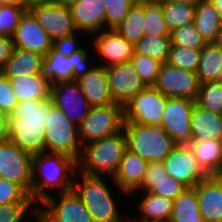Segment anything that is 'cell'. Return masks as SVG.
Returning <instances> with one entry per match:
<instances>
[{"label": "cell", "mask_w": 222, "mask_h": 222, "mask_svg": "<svg viewBox=\"0 0 222 222\" xmlns=\"http://www.w3.org/2000/svg\"><path fill=\"white\" fill-rule=\"evenodd\" d=\"M199 166L208 175H222V140H193L189 145Z\"/></svg>", "instance_id": "cell-25"}, {"label": "cell", "mask_w": 222, "mask_h": 222, "mask_svg": "<svg viewBox=\"0 0 222 222\" xmlns=\"http://www.w3.org/2000/svg\"><path fill=\"white\" fill-rule=\"evenodd\" d=\"M160 0H134L135 4L143 5V4H155L159 3Z\"/></svg>", "instance_id": "cell-54"}, {"label": "cell", "mask_w": 222, "mask_h": 222, "mask_svg": "<svg viewBox=\"0 0 222 222\" xmlns=\"http://www.w3.org/2000/svg\"><path fill=\"white\" fill-rule=\"evenodd\" d=\"M190 129L193 140H206L209 138L222 140L221 114L210 112L195 102Z\"/></svg>", "instance_id": "cell-27"}, {"label": "cell", "mask_w": 222, "mask_h": 222, "mask_svg": "<svg viewBox=\"0 0 222 222\" xmlns=\"http://www.w3.org/2000/svg\"><path fill=\"white\" fill-rule=\"evenodd\" d=\"M89 50L81 47L70 56H64L52 47L41 61L40 75L48 79L52 85L79 79L93 67L89 62L90 59L88 60Z\"/></svg>", "instance_id": "cell-7"}, {"label": "cell", "mask_w": 222, "mask_h": 222, "mask_svg": "<svg viewBox=\"0 0 222 222\" xmlns=\"http://www.w3.org/2000/svg\"><path fill=\"white\" fill-rule=\"evenodd\" d=\"M186 188L188 187L185 184L168 175L165 179L156 182L148 192L174 201Z\"/></svg>", "instance_id": "cell-44"}, {"label": "cell", "mask_w": 222, "mask_h": 222, "mask_svg": "<svg viewBox=\"0 0 222 222\" xmlns=\"http://www.w3.org/2000/svg\"><path fill=\"white\" fill-rule=\"evenodd\" d=\"M144 17V35H171V32L163 18L160 2L155 4H144Z\"/></svg>", "instance_id": "cell-37"}, {"label": "cell", "mask_w": 222, "mask_h": 222, "mask_svg": "<svg viewBox=\"0 0 222 222\" xmlns=\"http://www.w3.org/2000/svg\"><path fill=\"white\" fill-rule=\"evenodd\" d=\"M94 51L102 58L99 65L109 67L115 64L128 62L133 56V44L119 35L113 29H105L90 35Z\"/></svg>", "instance_id": "cell-17"}, {"label": "cell", "mask_w": 222, "mask_h": 222, "mask_svg": "<svg viewBox=\"0 0 222 222\" xmlns=\"http://www.w3.org/2000/svg\"><path fill=\"white\" fill-rule=\"evenodd\" d=\"M170 38L171 45L191 50H201L207 44L193 22L171 31Z\"/></svg>", "instance_id": "cell-36"}, {"label": "cell", "mask_w": 222, "mask_h": 222, "mask_svg": "<svg viewBox=\"0 0 222 222\" xmlns=\"http://www.w3.org/2000/svg\"><path fill=\"white\" fill-rule=\"evenodd\" d=\"M196 72L163 63L154 87L168 98H185L196 101L199 92Z\"/></svg>", "instance_id": "cell-13"}, {"label": "cell", "mask_w": 222, "mask_h": 222, "mask_svg": "<svg viewBox=\"0 0 222 222\" xmlns=\"http://www.w3.org/2000/svg\"><path fill=\"white\" fill-rule=\"evenodd\" d=\"M51 99L19 102L9 118V140L34 155L45 152V122Z\"/></svg>", "instance_id": "cell-2"}, {"label": "cell", "mask_w": 222, "mask_h": 222, "mask_svg": "<svg viewBox=\"0 0 222 222\" xmlns=\"http://www.w3.org/2000/svg\"><path fill=\"white\" fill-rule=\"evenodd\" d=\"M103 0H79L70 6L74 25L87 35L106 29V8Z\"/></svg>", "instance_id": "cell-22"}, {"label": "cell", "mask_w": 222, "mask_h": 222, "mask_svg": "<svg viewBox=\"0 0 222 222\" xmlns=\"http://www.w3.org/2000/svg\"><path fill=\"white\" fill-rule=\"evenodd\" d=\"M123 106L114 103L106 106L90 107L79 129L82 146L114 135L123 130Z\"/></svg>", "instance_id": "cell-8"}, {"label": "cell", "mask_w": 222, "mask_h": 222, "mask_svg": "<svg viewBox=\"0 0 222 222\" xmlns=\"http://www.w3.org/2000/svg\"><path fill=\"white\" fill-rule=\"evenodd\" d=\"M171 46L170 36L144 35L134 47V53L155 59L160 63L167 62Z\"/></svg>", "instance_id": "cell-32"}, {"label": "cell", "mask_w": 222, "mask_h": 222, "mask_svg": "<svg viewBox=\"0 0 222 222\" xmlns=\"http://www.w3.org/2000/svg\"><path fill=\"white\" fill-rule=\"evenodd\" d=\"M34 204L30 195L19 185L0 178V205Z\"/></svg>", "instance_id": "cell-42"}, {"label": "cell", "mask_w": 222, "mask_h": 222, "mask_svg": "<svg viewBox=\"0 0 222 222\" xmlns=\"http://www.w3.org/2000/svg\"><path fill=\"white\" fill-rule=\"evenodd\" d=\"M141 200L138 201L139 215L138 220L132 218L127 221H140V222H169L172 208L173 200L151 194L149 192H144Z\"/></svg>", "instance_id": "cell-29"}, {"label": "cell", "mask_w": 222, "mask_h": 222, "mask_svg": "<svg viewBox=\"0 0 222 222\" xmlns=\"http://www.w3.org/2000/svg\"><path fill=\"white\" fill-rule=\"evenodd\" d=\"M45 152L62 153L77 161L83 151L79 129L54 105L49 107L45 122Z\"/></svg>", "instance_id": "cell-6"}, {"label": "cell", "mask_w": 222, "mask_h": 222, "mask_svg": "<svg viewBox=\"0 0 222 222\" xmlns=\"http://www.w3.org/2000/svg\"><path fill=\"white\" fill-rule=\"evenodd\" d=\"M106 8V29H115L127 16L134 0H103Z\"/></svg>", "instance_id": "cell-41"}, {"label": "cell", "mask_w": 222, "mask_h": 222, "mask_svg": "<svg viewBox=\"0 0 222 222\" xmlns=\"http://www.w3.org/2000/svg\"><path fill=\"white\" fill-rule=\"evenodd\" d=\"M195 102L210 112L222 114V83L209 81L200 84Z\"/></svg>", "instance_id": "cell-35"}, {"label": "cell", "mask_w": 222, "mask_h": 222, "mask_svg": "<svg viewBox=\"0 0 222 222\" xmlns=\"http://www.w3.org/2000/svg\"><path fill=\"white\" fill-rule=\"evenodd\" d=\"M77 81L90 107L114 104L106 67L99 64L93 65L92 69Z\"/></svg>", "instance_id": "cell-23"}, {"label": "cell", "mask_w": 222, "mask_h": 222, "mask_svg": "<svg viewBox=\"0 0 222 222\" xmlns=\"http://www.w3.org/2000/svg\"><path fill=\"white\" fill-rule=\"evenodd\" d=\"M199 0H160V3H192L196 4Z\"/></svg>", "instance_id": "cell-53"}, {"label": "cell", "mask_w": 222, "mask_h": 222, "mask_svg": "<svg viewBox=\"0 0 222 222\" xmlns=\"http://www.w3.org/2000/svg\"><path fill=\"white\" fill-rule=\"evenodd\" d=\"M222 68L221 42L207 43L201 49L199 65L196 71L199 84L209 81H218Z\"/></svg>", "instance_id": "cell-30"}, {"label": "cell", "mask_w": 222, "mask_h": 222, "mask_svg": "<svg viewBox=\"0 0 222 222\" xmlns=\"http://www.w3.org/2000/svg\"><path fill=\"white\" fill-rule=\"evenodd\" d=\"M148 161L138 154L125 150L119 168L110 179L117 190L127 196L135 192L141 185L146 173Z\"/></svg>", "instance_id": "cell-21"}, {"label": "cell", "mask_w": 222, "mask_h": 222, "mask_svg": "<svg viewBox=\"0 0 222 222\" xmlns=\"http://www.w3.org/2000/svg\"><path fill=\"white\" fill-rule=\"evenodd\" d=\"M57 199L51 194L37 206L38 222H94L79 196L70 190L59 194Z\"/></svg>", "instance_id": "cell-9"}, {"label": "cell", "mask_w": 222, "mask_h": 222, "mask_svg": "<svg viewBox=\"0 0 222 222\" xmlns=\"http://www.w3.org/2000/svg\"><path fill=\"white\" fill-rule=\"evenodd\" d=\"M193 23L207 43L222 40V20L210 0H199L196 3Z\"/></svg>", "instance_id": "cell-24"}, {"label": "cell", "mask_w": 222, "mask_h": 222, "mask_svg": "<svg viewBox=\"0 0 222 222\" xmlns=\"http://www.w3.org/2000/svg\"><path fill=\"white\" fill-rule=\"evenodd\" d=\"M9 140V123H0V144Z\"/></svg>", "instance_id": "cell-49"}, {"label": "cell", "mask_w": 222, "mask_h": 222, "mask_svg": "<svg viewBox=\"0 0 222 222\" xmlns=\"http://www.w3.org/2000/svg\"><path fill=\"white\" fill-rule=\"evenodd\" d=\"M33 155L13 141L0 144V178L21 186L31 198Z\"/></svg>", "instance_id": "cell-11"}, {"label": "cell", "mask_w": 222, "mask_h": 222, "mask_svg": "<svg viewBox=\"0 0 222 222\" xmlns=\"http://www.w3.org/2000/svg\"><path fill=\"white\" fill-rule=\"evenodd\" d=\"M105 178L106 176L88 175L78 170L73 190L85 204L94 222H127L123 221Z\"/></svg>", "instance_id": "cell-3"}, {"label": "cell", "mask_w": 222, "mask_h": 222, "mask_svg": "<svg viewBox=\"0 0 222 222\" xmlns=\"http://www.w3.org/2000/svg\"><path fill=\"white\" fill-rule=\"evenodd\" d=\"M168 176V172L165 169L163 162H149L147 165L146 173L142 182V185L132 193L140 194V190L143 192H148L152 187L156 185L162 179ZM139 192V193H138Z\"/></svg>", "instance_id": "cell-45"}, {"label": "cell", "mask_w": 222, "mask_h": 222, "mask_svg": "<svg viewBox=\"0 0 222 222\" xmlns=\"http://www.w3.org/2000/svg\"><path fill=\"white\" fill-rule=\"evenodd\" d=\"M218 81L222 83V68L220 69V72H219Z\"/></svg>", "instance_id": "cell-57"}, {"label": "cell", "mask_w": 222, "mask_h": 222, "mask_svg": "<svg viewBox=\"0 0 222 222\" xmlns=\"http://www.w3.org/2000/svg\"><path fill=\"white\" fill-rule=\"evenodd\" d=\"M25 1V8L27 10L31 9L32 7L44 4H51L54 3L56 0H24Z\"/></svg>", "instance_id": "cell-50"}, {"label": "cell", "mask_w": 222, "mask_h": 222, "mask_svg": "<svg viewBox=\"0 0 222 222\" xmlns=\"http://www.w3.org/2000/svg\"><path fill=\"white\" fill-rule=\"evenodd\" d=\"M126 147L124 131L92 141L83 146L78 160V170L88 175L114 176Z\"/></svg>", "instance_id": "cell-4"}, {"label": "cell", "mask_w": 222, "mask_h": 222, "mask_svg": "<svg viewBox=\"0 0 222 222\" xmlns=\"http://www.w3.org/2000/svg\"><path fill=\"white\" fill-rule=\"evenodd\" d=\"M163 163L168 175L187 187H195L208 176L199 166L190 146L176 145Z\"/></svg>", "instance_id": "cell-16"}, {"label": "cell", "mask_w": 222, "mask_h": 222, "mask_svg": "<svg viewBox=\"0 0 222 222\" xmlns=\"http://www.w3.org/2000/svg\"><path fill=\"white\" fill-rule=\"evenodd\" d=\"M52 105L75 126L79 127L90 109L79 83L76 79L51 85Z\"/></svg>", "instance_id": "cell-14"}, {"label": "cell", "mask_w": 222, "mask_h": 222, "mask_svg": "<svg viewBox=\"0 0 222 222\" xmlns=\"http://www.w3.org/2000/svg\"><path fill=\"white\" fill-rule=\"evenodd\" d=\"M144 23V4H134L123 21L113 30L134 45L144 36Z\"/></svg>", "instance_id": "cell-33"}, {"label": "cell", "mask_w": 222, "mask_h": 222, "mask_svg": "<svg viewBox=\"0 0 222 222\" xmlns=\"http://www.w3.org/2000/svg\"><path fill=\"white\" fill-rule=\"evenodd\" d=\"M216 8L220 19L222 20V0H210Z\"/></svg>", "instance_id": "cell-52"}, {"label": "cell", "mask_w": 222, "mask_h": 222, "mask_svg": "<svg viewBox=\"0 0 222 222\" xmlns=\"http://www.w3.org/2000/svg\"><path fill=\"white\" fill-rule=\"evenodd\" d=\"M204 222H222V175H211L195 187Z\"/></svg>", "instance_id": "cell-20"}, {"label": "cell", "mask_w": 222, "mask_h": 222, "mask_svg": "<svg viewBox=\"0 0 222 222\" xmlns=\"http://www.w3.org/2000/svg\"><path fill=\"white\" fill-rule=\"evenodd\" d=\"M78 161L62 153L42 152L33 155L31 200L37 206L50 196L51 189L58 194L73 189ZM38 176L40 178H38ZM49 188V189H48ZM40 201V202H39Z\"/></svg>", "instance_id": "cell-1"}, {"label": "cell", "mask_w": 222, "mask_h": 222, "mask_svg": "<svg viewBox=\"0 0 222 222\" xmlns=\"http://www.w3.org/2000/svg\"><path fill=\"white\" fill-rule=\"evenodd\" d=\"M29 11L49 34L52 41L78 32L73 22L70 6L54 2L32 7Z\"/></svg>", "instance_id": "cell-15"}, {"label": "cell", "mask_w": 222, "mask_h": 222, "mask_svg": "<svg viewBox=\"0 0 222 222\" xmlns=\"http://www.w3.org/2000/svg\"><path fill=\"white\" fill-rule=\"evenodd\" d=\"M26 10L25 6L0 5V36L12 38Z\"/></svg>", "instance_id": "cell-40"}, {"label": "cell", "mask_w": 222, "mask_h": 222, "mask_svg": "<svg viewBox=\"0 0 222 222\" xmlns=\"http://www.w3.org/2000/svg\"><path fill=\"white\" fill-rule=\"evenodd\" d=\"M169 222H204L194 187L186 188L174 201Z\"/></svg>", "instance_id": "cell-31"}, {"label": "cell", "mask_w": 222, "mask_h": 222, "mask_svg": "<svg viewBox=\"0 0 222 222\" xmlns=\"http://www.w3.org/2000/svg\"><path fill=\"white\" fill-rule=\"evenodd\" d=\"M80 33L83 35L84 32L78 31L73 35L56 39L53 41L52 47L57 52H61L64 56H70L73 52H76L81 48L79 43L81 38Z\"/></svg>", "instance_id": "cell-47"}, {"label": "cell", "mask_w": 222, "mask_h": 222, "mask_svg": "<svg viewBox=\"0 0 222 222\" xmlns=\"http://www.w3.org/2000/svg\"><path fill=\"white\" fill-rule=\"evenodd\" d=\"M132 62L135 71L146 86H154L162 63L147 56L133 53Z\"/></svg>", "instance_id": "cell-39"}, {"label": "cell", "mask_w": 222, "mask_h": 222, "mask_svg": "<svg viewBox=\"0 0 222 222\" xmlns=\"http://www.w3.org/2000/svg\"><path fill=\"white\" fill-rule=\"evenodd\" d=\"M14 44L12 38L0 36V69L12 55Z\"/></svg>", "instance_id": "cell-48"}, {"label": "cell", "mask_w": 222, "mask_h": 222, "mask_svg": "<svg viewBox=\"0 0 222 222\" xmlns=\"http://www.w3.org/2000/svg\"><path fill=\"white\" fill-rule=\"evenodd\" d=\"M167 98L154 86H146L123 106L124 122L160 126Z\"/></svg>", "instance_id": "cell-10"}, {"label": "cell", "mask_w": 222, "mask_h": 222, "mask_svg": "<svg viewBox=\"0 0 222 222\" xmlns=\"http://www.w3.org/2000/svg\"><path fill=\"white\" fill-rule=\"evenodd\" d=\"M106 70L114 103L124 106L146 87L131 61L106 67Z\"/></svg>", "instance_id": "cell-18"}, {"label": "cell", "mask_w": 222, "mask_h": 222, "mask_svg": "<svg viewBox=\"0 0 222 222\" xmlns=\"http://www.w3.org/2000/svg\"><path fill=\"white\" fill-rule=\"evenodd\" d=\"M200 55L201 50H191L171 45L166 63L180 69L196 72L199 65Z\"/></svg>", "instance_id": "cell-38"}, {"label": "cell", "mask_w": 222, "mask_h": 222, "mask_svg": "<svg viewBox=\"0 0 222 222\" xmlns=\"http://www.w3.org/2000/svg\"><path fill=\"white\" fill-rule=\"evenodd\" d=\"M126 147L148 162H163L176 146L161 126L124 122Z\"/></svg>", "instance_id": "cell-5"}, {"label": "cell", "mask_w": 222, "mask_h": 222, "mask_svg": "<svg viewBox=\"0 0 222 222\" xmlns=\"http://www.w3.org/2000/svg\"><path fill=\"white\" fill-rule=\"evenodd\" d=\"M12 41L14 47L33 51L42 56L52 49L53 44L49 34L39 25L29 10L21 16Z\"/></svg>", "instance_id": "cell-19"}, {"label": "cell", "mask_w": 222, "mask_h": 222, "mask_svg": "<svg viewBox=\"0 0 222 222\" xmlns=\"http://www.w3.org/2000/svg\"><path fill=\"white\" fill-rule=\"evenodd\" d=\"M162 14L170 32L193 22L196 4L192 3H161Z\"/></svg>", "instance_id": "cell-34"}, {"label": "cell", "mask_w": 222, "mask_h": 222, "mask_svg": "<svg viewBox=\"0 0 222 222\" xmlns=\"http://www.w3.org/2000/svg\"><path fill=\"white\" fill-rule=\"evenodd\" d=\"M18 105L11 81L0 71V113L10 115Z\"/></svg>", "instance_id": "cell-46"}, {"label": "cell", "mask_w": 222, "mask_h": 222, "mask_svg": "<svg viewBox=\"0 0 222 222\" xmlns=\"http://www.w3.org/2000/svg\"><path fill=\"white\" fill-rule=\"evenodd\" d=\"M43 57L39 53L14 47L11 57L0 71L8 79L40 74Z\"/></svg>", "instance_id": "cell-26"}, {"label": "cell", "mask_w": 222, "mask_h": 222, "mask_svg": "<svg viewBox=\"0 0 222 222\" xmlns=\"http://www.w3.org/2000/svg\"><path fill=\"white\" fill-rule=\"evenodd\" d=\"M194 100L167 98L161 128L175 145L189 146L193 141L190 125Z\"/></svg>", "instance_id": "cell-12"}, {"label": "cell", "mask_w": 222, "mask_h": 222, "mask_svg": "<svg viewBox=\"0 0 222 222\" xmlns=\"http://www.w3.org/2000/svg\"><path fill=\"white\" fill-rule=\"evenodd\" d=\"M12 91L19 102L51 99V83L40 74L10 79Z\"/></svg>", "instance_id": "cell-28"}, {"label": "cell", "mask_w": 222, "mask_h": 222, "mask_svg": "<svg viewBox=\"0 0 222 222\" xmlns=\"http://www.w3.org/2000/svg\"><path fill=\"white\" fill-rule=\"evenodd\" d=\"M30 210L33 212H30L31 217L36 221L37 206H35V204L0 205V222H24L23 220L26 219L27 213H29Z\"/></svg>", "instance_id": "cell-43"}, {"label": "cell", "mask_w": 222, "mask_h": 222, "mask_svg": "<svg viewBox=\"0 0 222 222\" xmlns=\"http://www.w3.org/2000/svg\"><path fill=\"white\" fill-rule=\"evenodd\" d=\"M0 123H9L8 115L0 113Z\"/></svg>", "instance_id": "cell-56"}, {"label": "cell", "mask_w": 222, "mask_h": 222, "mask_svg": "<svg viewBox=\"0 0 222 222\" xmlns=\"http://www.w3.org/2000/svg\"><path fill=\"white\" fill-rule=\"evenodd\" d=\"M79 0H56V3H59L60 5L65 6H71L72 4L76 3Z\"/></svg>", "instance_id": "cell-55"}, {"label": "cell", "mask_w": 222, "mask_h": 222, "mask_svg": "<svg viewBox=\"0 0 222 222\" xmlns=\"http://www.w3.org/2000/svg\"><path fill=\"white\" fill-rule=\"evenodd\" d=\"M1 5H16V6H25V1L24 0H0Z\"/></svg>", "instance_id": "cell-51"}]
</instances>
